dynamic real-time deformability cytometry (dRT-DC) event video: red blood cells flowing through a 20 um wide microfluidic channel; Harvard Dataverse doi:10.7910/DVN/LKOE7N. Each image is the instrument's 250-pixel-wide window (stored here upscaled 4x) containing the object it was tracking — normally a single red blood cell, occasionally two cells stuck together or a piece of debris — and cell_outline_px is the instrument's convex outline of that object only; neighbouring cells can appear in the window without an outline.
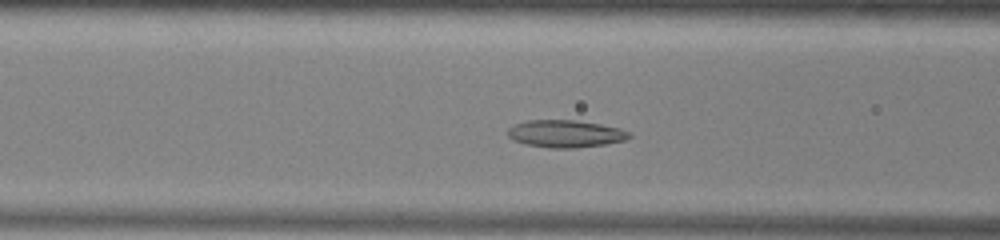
{"species": "common noctule bat (a hibernating species)", "species_latin": "Nyctalus noctula", "temperature_condition": "warm", "stored_images_in_passage": 43, "camera_frame_rate_fps": 3000, "um_per_image_px": 0.085, "animal": {"sex": "male", "body_mass_g": 13.0, "forearm_length_mm": 53.1}, "frame": {"image": 1, "passage_image": 11, "time_ms": 3.333, "image_size_px": [1000, 240], "cell_outline_px": [[632, 136], [624, 140], [604, 144], [576, 148], [548, 148], [524, 144], [512, 140], [508, 136], [508, 128], [516, 124], [528, 120], [576, 120], [600, 124], [620, 128], [632, 132]], "centroid_in_image_um": [48.07, 11.37], "position_along_channel_um": 118.5, "area_um2": 19.48}}
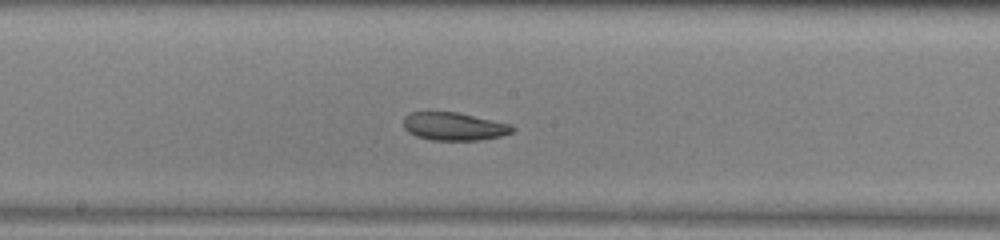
{"frame": {"image": 2, "passage_image": 18, "time_ms": 5.667, "image_size_px": [1000, 240], "cell_outline_px": [[516, 128], [512, 132], [500, 136], [480, 140], [432, 140], [416, 136], [408, 132], [404, 128], [404, 116], [408, 112], [456, 112], [512, 124]], "centroid_in_image_um": [38.59, 10.74], "position_along_channel_um": 209.6, "area_um2": 17.8}}
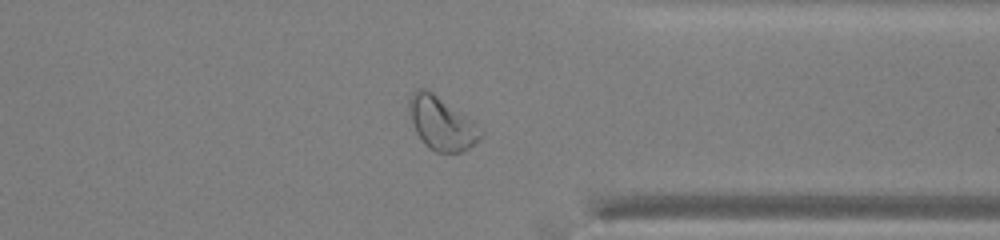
{"frame": {"image": 3, "passage_image": 31, "time_ms": 10.0, "image_size_px": [1000, 240], "cell_outline_px": [[484, 136], [480, 140], [468, 148], [460, 152], [436, 152], [428, 148], [424, 144], [416, 132], [408, 112], [408, 100], [412, 92], [416, 88], [424, 88], [432, 92], [472, 120], [484, 132]], "centroid_in_image_um": [37.52, 10.49], "position_along_channel_um": 373.9, "area_um2": 22.2}, "authors_computed_cell_mechanics": {"area_um2": 20.3456, "velocity_mm_per_s": 3.9157, "shape_relaxation_time_tau1_ms": 5.5148, "shape_relaxation_time_tau2_ms": 5.0842, "deformation_change_tau1": 0.1327, "deformation_change_tau2": 0.1279}}